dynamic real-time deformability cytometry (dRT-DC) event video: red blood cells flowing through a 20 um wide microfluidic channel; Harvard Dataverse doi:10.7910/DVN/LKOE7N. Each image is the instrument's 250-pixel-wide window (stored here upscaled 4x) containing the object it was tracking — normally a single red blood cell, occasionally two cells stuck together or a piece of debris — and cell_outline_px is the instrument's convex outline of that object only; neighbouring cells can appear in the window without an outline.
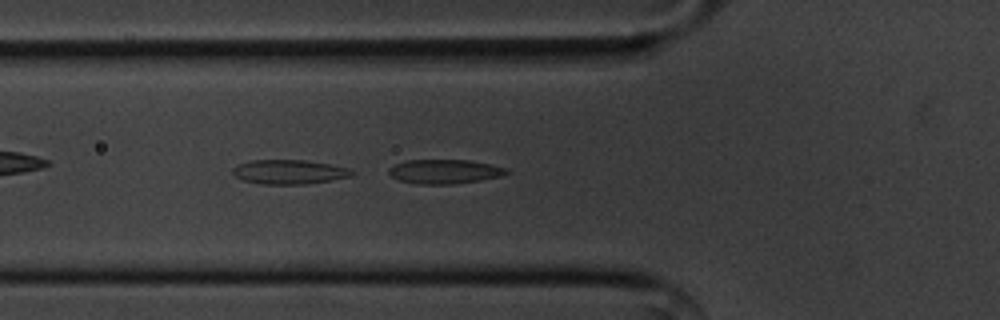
{"species": "common noctule bat (a hibernating species)", "species_latin": "Nyctalus noctula", "temperature_condition": "cold", "stored_images_in_passage": 43, "camera_frame_rate_fps": 3000, "um_per_image_px": 0.085, "animal": {"sex": "male", "body_mass_g": 20.1, "forearm_length_mm": 53.5}, "frame": {"image": 1, "passage_image": 8, "time_ms": 2.333, "image_size_px": [1000, 320], "cell_outline_px": [[508, 172], [504, 176], [480, 180], [452, 184], [416, 184], [400, 180], [392, 176], [388, 172], [388, 168], [392, 164], [408, 160], [468, 160], [508, 168]], "centroid_in_image_um": [37.77, 14.58], "position_along_channel_um": 88.0, "area_um2": 16.65}}
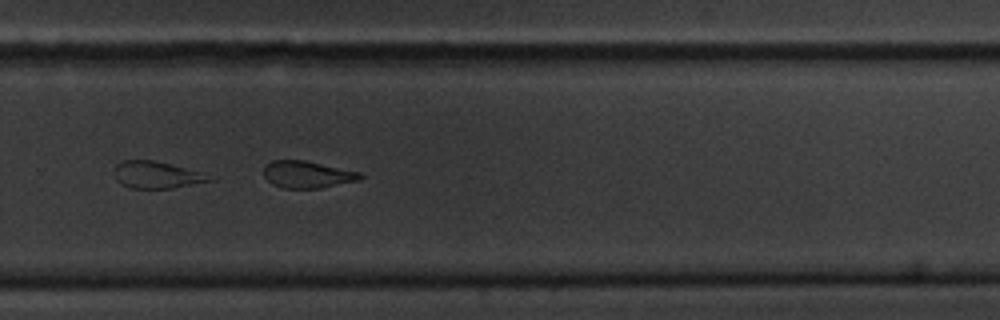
{"frame": {"image": 2, "passage_image": 26, "time_ms": 8.333, "image_size_px": [1000, 320], "cell_outline_px": [[364, 176], [360, 180], [320, 188], [284, 188], [272, 184], [264, 176], [264, 168], [272, 160], [304, 160], [360, 172]], "centroid_in_image_um": [26.14, 14.83], "position_along_channel_um": 303.7, "area_um2": 15.09}}
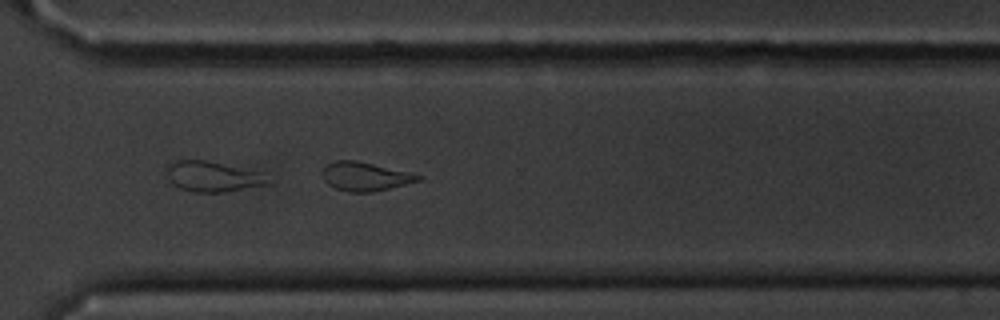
{"frame": {"image": 3, "passage_image": 29, "time_ms": 9.333, "image_size_px": [1000, 320], "cell_outline_px": [[424, 176], [420, 180], [372, 192], [348, 192], [336, 188], [328, 184], [324, 180], [320, 172], [328, 164], [336, 160], [356, 160], [408, 172]], "centroid_in_image_um": [30.99, 14.99], "position_along_channel_um": 339.6, "area_um2": 15.84}, "authors_computed_cell_mechanics": {"area_um2": 16.8198, "velocity_mm_per_s": 3.5926, "shape_relaxation_time_tau1_ms": 6.0352, "shape_relaxation_time_tau2_ms": 2.4232, "deformation_change_tau1": 0.1505, "deformation_change_tau2": 0.0841}}